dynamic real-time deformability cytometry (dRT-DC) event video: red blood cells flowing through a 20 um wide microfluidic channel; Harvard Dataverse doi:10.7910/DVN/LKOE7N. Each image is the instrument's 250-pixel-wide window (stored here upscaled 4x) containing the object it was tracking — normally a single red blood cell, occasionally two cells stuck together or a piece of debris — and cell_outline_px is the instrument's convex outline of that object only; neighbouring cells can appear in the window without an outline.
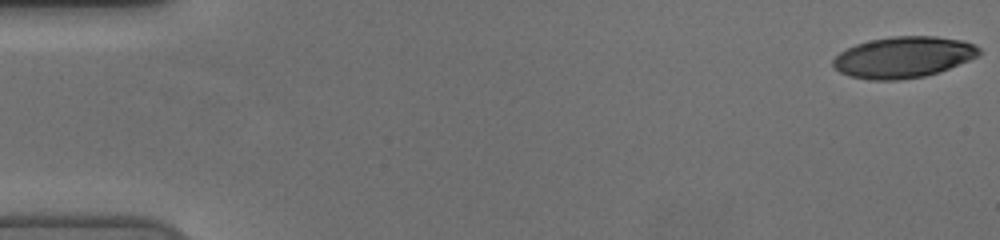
{"species": "human", "species_latin": "Homo sapiens", "temperature_condition": "cold", "stored_images_in_passage": 56, "camera_frame_rate_fps": 3000, "um_per_image_px": 0.085, "donor": {"sex": "female"}, "frame": {"image": 1, "passage_image": 1, "time_ms": 0.0, "image_size_px": [1000, 240], "cell_outline_px": [[980, 56], [940, 72], [924, 76], [900, 80], [868, 80], [848, 76], [832, 68], [832, 60], [840, 52], [856, 44], [872, 40], [892, 36], [936, 36], [964, 40], [980, 48]], "centroid_in_image_um": [76.79, 4.87], "position_along_channel_um": 8.2, "area_um2": 35.32}}
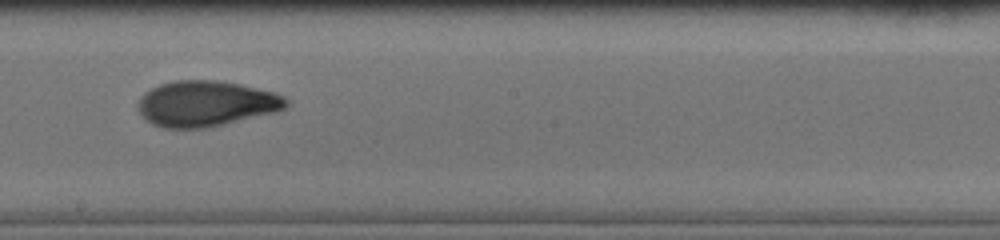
{"frame": {"image": 2, "passage_image": 32, "time_ms": 10.333, "image_size_px": [1000, 240], "cell_outline_px": [[288, 104], [284, 108], [276, 112], [208, 128], [164, 128], [152, 124], [140, 112], [136, 104], [140, 96], [144, 92], [160, 84], [176, 80], [216, 80], [240, 84], [276, 92], [284, 96], [288, 100]], "centroid_in_image_um": [17.52, 8.8], "position_along_channel_um": 230.7, "area_um2": 39.59}}
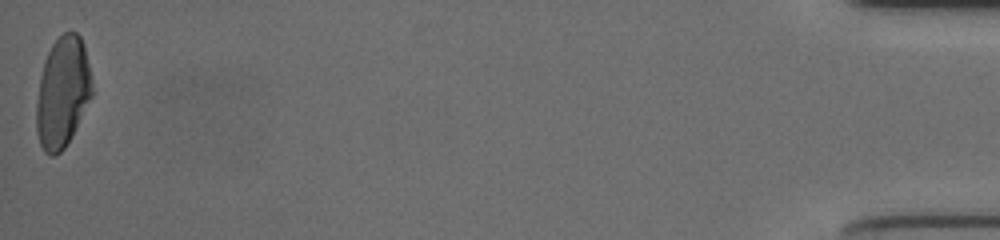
{"frame": {"image": 3, "passage_image": 56, "time_ms": 18.333, "image_size_px": [1000, 240], "cell_outline_px": [[92, 96], [72, 136], [64, 148], [56, 156], [48, 156], [44, 152], [40, 144], [36, 132], [36, 104], [40, 76], [44, 60], [52, 44], [64, 32], [76, 32], [80, 36], [84, 48], [88, 64], [92, 88]], "centroid_in_image_um": [5.29, 7.89], "position_along_channel_um": 429.9, "area_um2": 35.84}, "authors_computed_cell_mechanics": {"area_um2": 36.7897, "velocity_mm_per_s": 3.7254, "shape_relaxation_time_tau1_ms": 5.4861, "shape_relaxation_time_tau2_ms": 1.6578, "deformation_change_tau1": 0.2101, "deformation_change_tau2": 0.0684}}